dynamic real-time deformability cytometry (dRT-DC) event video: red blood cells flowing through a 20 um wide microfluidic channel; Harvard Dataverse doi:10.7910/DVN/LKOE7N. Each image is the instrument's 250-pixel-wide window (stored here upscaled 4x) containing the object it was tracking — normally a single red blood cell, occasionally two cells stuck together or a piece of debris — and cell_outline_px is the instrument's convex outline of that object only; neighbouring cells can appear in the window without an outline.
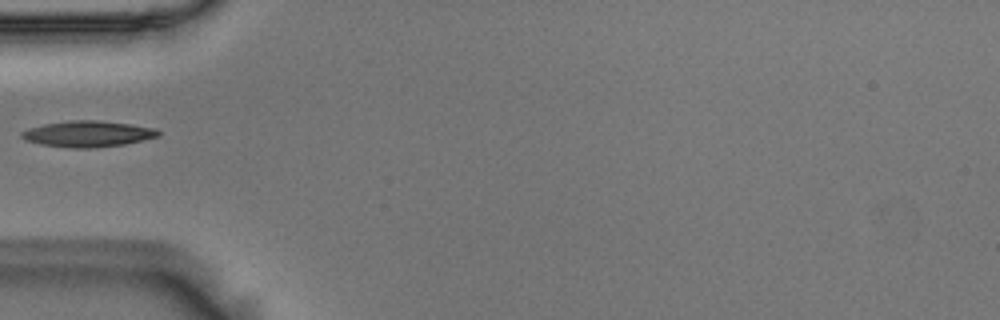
{"species": "Egyptian fruit bat (a non-hibernating species)", "species_latin": "Rousettus aegyptiacus", "temperature_condition": "room temperature", "stored_images_in_passage": 1, "camera_frame_rate_fps": 3000, "um_per_image_px": 0.085, "animal": {"sex": "male"}, "frame": {"image": 1, "passage_image": 1, "time_ms": 0.0, "image_size_px": [1000, 320], "cell_outline_px": [[160, 136], [124, 144], [96, 148], [72, 148], [40, 144], [24, 140], [20, 136], [20, 132], [44, 124], [72, 120], [100, 120], [156, 128], [160, 132]], "centroid_in_image_um": [7.47, 11.38], "position_along_channel_um": 77.5, "area_um2": 20.69}}